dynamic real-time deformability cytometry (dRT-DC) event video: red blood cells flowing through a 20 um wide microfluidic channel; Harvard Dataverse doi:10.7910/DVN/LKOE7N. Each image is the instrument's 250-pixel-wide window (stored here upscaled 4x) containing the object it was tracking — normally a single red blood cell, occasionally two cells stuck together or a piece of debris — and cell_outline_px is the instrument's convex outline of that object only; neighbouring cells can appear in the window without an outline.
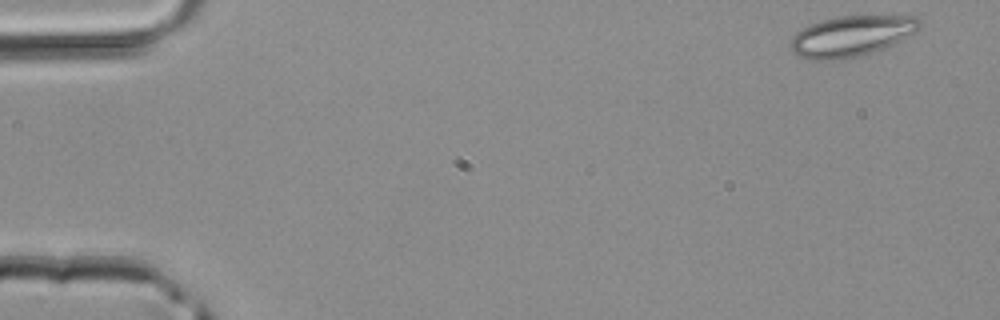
{"species": "common noctule bat (a hibernating species)", "species_latin": "Nyctalus noctula", "temperature_condition": "room temperature", "stored_images_in_passage": 43, "camera_frame_rate_fps": 3000, "um_per_image_px": 0.085, "animal": {"sex": "male", "body_mass_g": 20.4}, "frame": {"image": 1, "passage_image": 2, "time_ms": 0.333, "image_size_px": [1000, 320], "cell_outline_px": [[924, 24], [916, 32], [888, 48], [856, 56], [832, 60], [812, 60], [796, 56], [792, 52], [788, 44], [792, 36], [796, 32], [808, 24], [836, 16], [920, 16]], "centroid_in_image_um": [72.38, 3.06], "position_along_channel_um": 12.6, "area_um2": 31.21}}
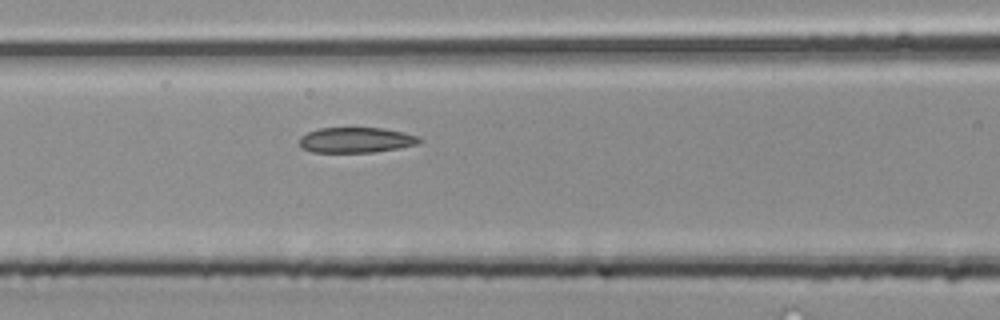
{"frame": {"image": 2, "passage_image": 19, "time_ms": 6.0, "image_size_px": [1000, 320], "cell_outline_px": [[424, 140], [420, 144], [400, 148], [372, 152], [312, 152], [300, 148], [300, 136], [316, 128], [384, 128], [404, 132], [420, 136]], "centroid_in_image_um": [30.31, 11.9], "position_along_channel_um": 136.3, "area_um2": 18.03}}
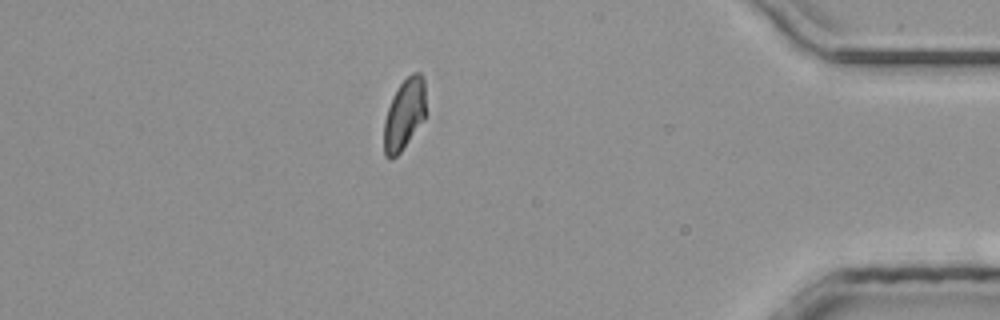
{"frame": {"image": 3, "passage_image": 39, "time_ms": 12.667, "image_size_px": [1000, 320], "cell_outline_px": [[424, 120], [400, 152], [392, 160], [388, 160], [384, 156], [384, 120], [392, 96], [400, 84], [412, 72], [420, 72], [424, 76]], "centroid_in_image_um": [34.34, 9.73], "position_along_channel_um": 400.9, "area_um2": 17.28}}